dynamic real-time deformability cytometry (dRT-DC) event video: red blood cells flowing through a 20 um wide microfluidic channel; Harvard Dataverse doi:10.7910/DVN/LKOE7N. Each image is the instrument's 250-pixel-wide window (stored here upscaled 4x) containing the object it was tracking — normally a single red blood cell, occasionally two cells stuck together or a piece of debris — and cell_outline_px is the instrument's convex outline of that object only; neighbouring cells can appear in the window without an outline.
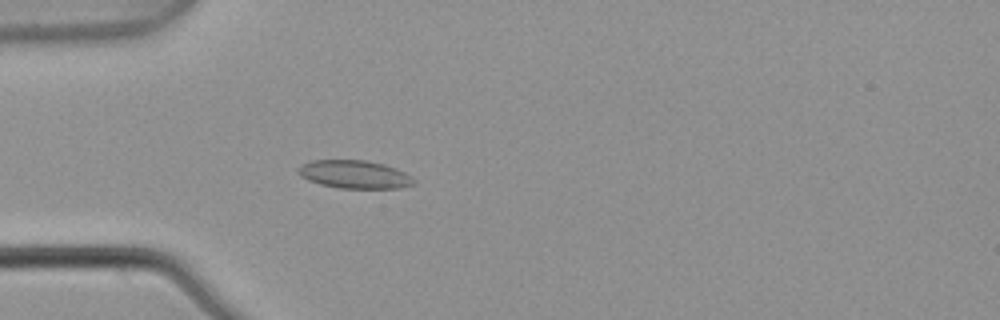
{"species": "common noctule bat (a hibernating species)", "species_latin": "Nyctalus noctula", "temperature_condition": "warm", "stored_images_in_passage": 6, "camera_frame_rate_fps": 3000, "um_per_image_px": 0.085, "animal": {"sex": "male", "body_mass_g": 21.5, "forearm_length_mm": 52.0}, "frame": {"image": 1, "passage_image": 5, "time_ms": 1.333, "image_size_px": [1000, 320], "cell_outline_px": [[416, 184], [400, 188], [340, 188], [320, 184], [308, 180], [300, 176], [296, 172], [296, 168], [300, 164], [312, 160], [364, 160], [384, 164], [396, 168], [412, 176], [416, 180]], "centroid_in_image_um": [30.12, 14.82], "position_along_channel_um": 54.9, "area_um2": 19.19}}